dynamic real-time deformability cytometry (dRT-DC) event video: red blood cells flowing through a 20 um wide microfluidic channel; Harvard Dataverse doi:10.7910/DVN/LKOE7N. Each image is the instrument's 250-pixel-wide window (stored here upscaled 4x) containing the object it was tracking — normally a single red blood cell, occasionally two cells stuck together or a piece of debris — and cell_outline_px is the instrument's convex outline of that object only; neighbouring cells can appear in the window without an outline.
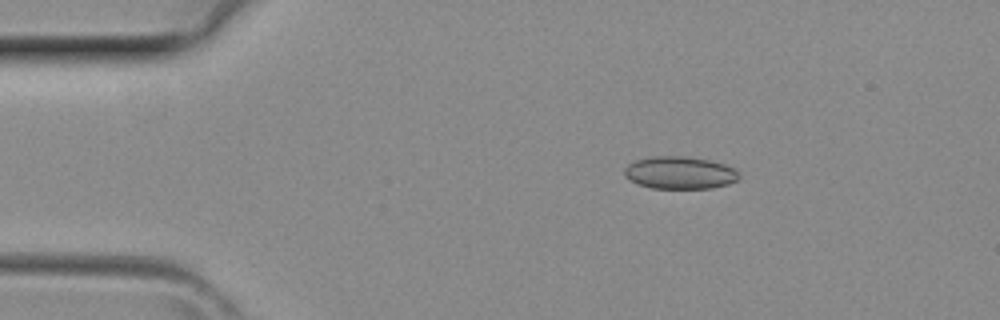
{"species": "common noctule bat (a hibernating species)", "species_latin": "Nyctalus noctula", "temperature_condition": "room temperature", "stored_images_in_passage": 2, "camera_frame_rate_fps": 3000, "um_per_image_px": 0.085, "animal": {"sex": "female", "body_mass_g": 29.2, "forearm_length_mm": 56.3}, "frame": {"image": 1, "passage_image": 1, "time_ms": 0.0, "image_size_px": [1000, 320], "cell_outline_px": [[740, 176], [736, 180], [728, 184], [712, 188], [652, 188], [628, 180], [624, 176], [624, 168], [628, 164], [636, 160], [652, 156], [688, 156], [712, 160], [724, 164], [732, 168]], "centroid_in_image_um": [57.75, 14.67], "position_along_channel_um": 27.2, "area_um2": 21.73}}